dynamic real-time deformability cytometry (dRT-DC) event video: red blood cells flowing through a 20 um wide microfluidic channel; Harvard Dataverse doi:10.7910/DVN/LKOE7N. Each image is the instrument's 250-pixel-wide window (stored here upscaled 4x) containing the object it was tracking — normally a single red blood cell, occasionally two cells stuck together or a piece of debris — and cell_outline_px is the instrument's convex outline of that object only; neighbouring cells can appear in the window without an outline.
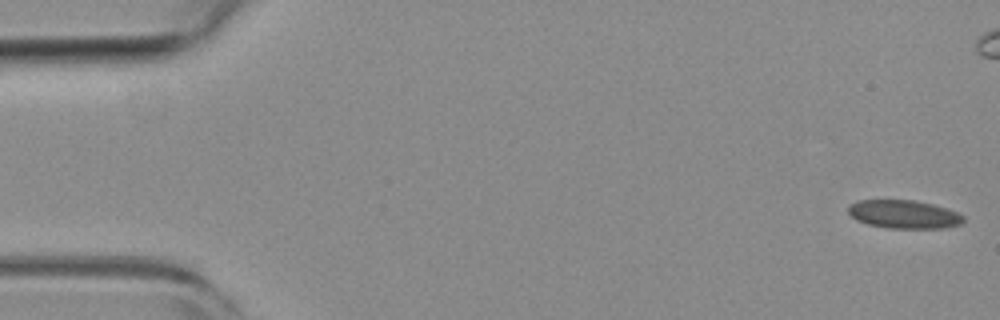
{"species": "common noctule bat (a hibernating species)", "species_latin": "Nyctalus noctula", "temperature_condition": "room temperature", "stored_images_in_passage": 56, "camera_frame_rate_fps": 3000, "um_per_image_px": 0.085, "animal": {"sex": "female", "body_mass_g": 19.3, "forearm_length_mm": 54.1}, "frame": {"image": 1, "passage_image": 1, "time_ms": 0.0, "image_size_px": [1000, 320], "cell_outline_px": [[964, 220], [960, 224], [944, 228], [888, 228], [868, 224], [856, 220], [848, 212], [848, 204], [856, 200], [916, 200], [932, 204], [956, 212], [964, 216]], "centroid_in_image_um": [76.79, 18.21], "position_along_channel_um": 8.2, "area_um2": 19.02}}
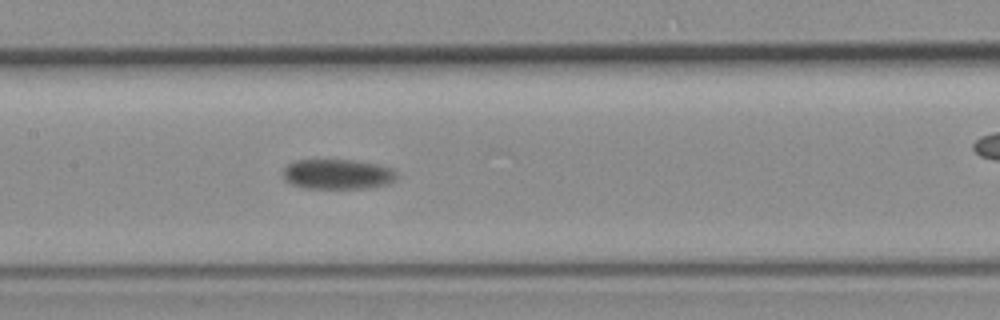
{"frame": {"image": 2, "passage_image": 26, "time_ms": 8.333, "image_size_px": [1000, 320], "cell_outline_px": [[400, 176], [396, 180], [388, 184], [372, 188], [304, 188], [292, 184], [284, 180], [284, 168], [288, 164], [296, 160], [348, 160], [376, 164], [392, 168]], "centroid_in_image_um": [28.74, 14.82], "position_along_channel_um": 178.7, "area_um2": 20.0}}
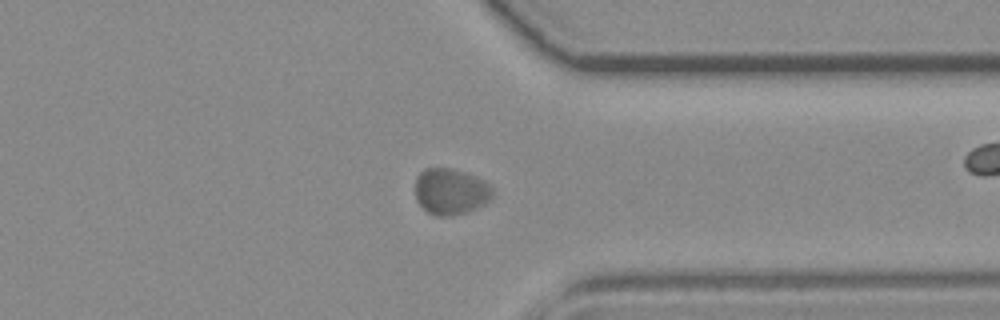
{"frame": {"image": 3, "passage_image": 42, "time_ms": 13.667, "image_size_px": [1000, 320], "cell_outline_px": [[492, 196], [484, 204], [468, 212], [452, 216], [436, 216], [428, 212], [416, 200], [416, 176], [424, 168], [452, 168], [464, 172], [484, 180], [492, 188]], "centroid_in_image_um": [38.29, 16.28], "position_along_channel_um": 373.1, "area_um2": 20.81}}